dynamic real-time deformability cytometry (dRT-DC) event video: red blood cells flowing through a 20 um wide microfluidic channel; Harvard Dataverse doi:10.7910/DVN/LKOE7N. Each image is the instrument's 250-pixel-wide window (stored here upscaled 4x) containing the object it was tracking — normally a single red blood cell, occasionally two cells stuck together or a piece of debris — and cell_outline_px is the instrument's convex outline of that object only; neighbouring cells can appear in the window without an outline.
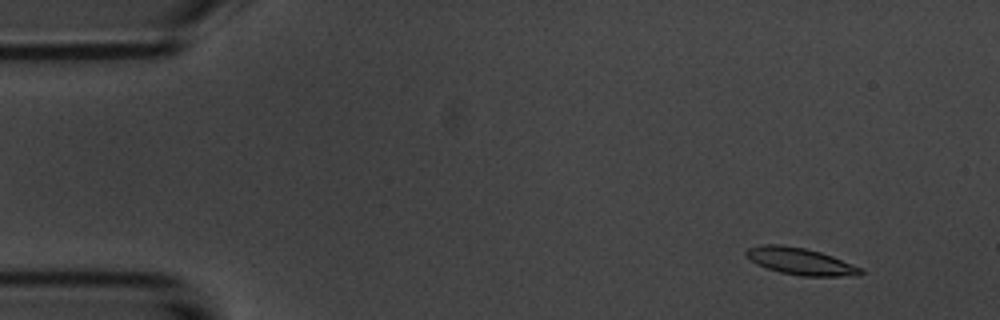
{"species": "common noctule bat (a hibernating species)", "species_latin": "Nyctalus noctula", "temperature_condition": "room temperature", "stored_images_in_passage": 5, "camera_frame_rate_fps": 3000, "um_per_image_px": 0.085, "animal": {"sex": "male", "body_mass_g": 20.1, "forearm_length_mm": 53.5}, "frame": {"image": 1, "passage_image": 2, "time_ms": 1.0, "image_size_px": [1000, 320], "cell_outline_px": [[864, 272], [860, 276], [800, 276], [780, 272], [756, 264], [744, 252], [748, 248], [764, 244], [780, 244], [804, 248], [820, 252], [832, 256], [864, 268]], "centroid_in_image_um": [68.09, 22.22], "position_along_channel_um": 16.9, "area_um2": 17.98}}